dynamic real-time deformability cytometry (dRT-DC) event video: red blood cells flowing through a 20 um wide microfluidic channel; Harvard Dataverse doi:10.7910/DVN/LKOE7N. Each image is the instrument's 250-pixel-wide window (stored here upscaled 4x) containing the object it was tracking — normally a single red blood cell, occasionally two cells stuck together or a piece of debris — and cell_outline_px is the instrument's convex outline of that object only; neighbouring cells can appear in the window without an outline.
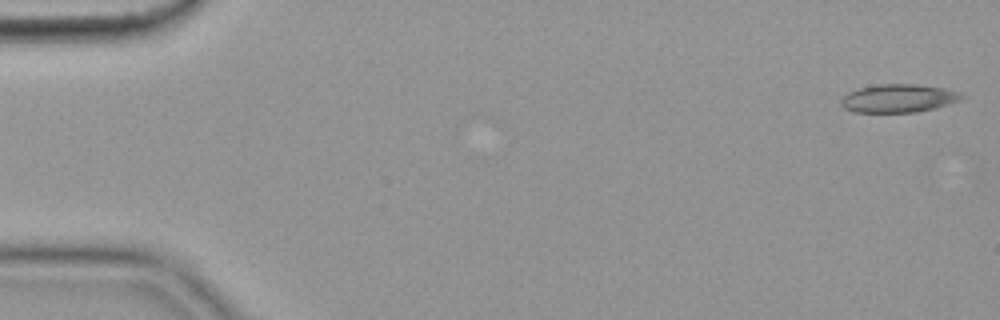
{"species": "common noctule bat (a hibernating species)", "species_latin": "Nyctalus noctula", "temperature_condition": "cold", "stored_images_in_passage": 55, "camera_frame_rate_fps": 3000, "um_per_image_px": 0.085, "animal": {"sex": "female", "body_mass_g": 19.9}, "frame": {"image": 1, "passage_image": 1, "time_ms": 0.0, "image_size_px": [1000, 320], "cell_outline_px": [[964, 96], [960, 100], [936, 108], [916, 112], [852, 112], [844, 108], [840, 104], [840, 100], [848, 92], [860, 88], [880, 84], [916, 84], [944, 88], [960, 92]], "centroid_in_image_um": [76.36, 8.36], "position_along_channel_um": 8.6, "area_um2": 19.83}}
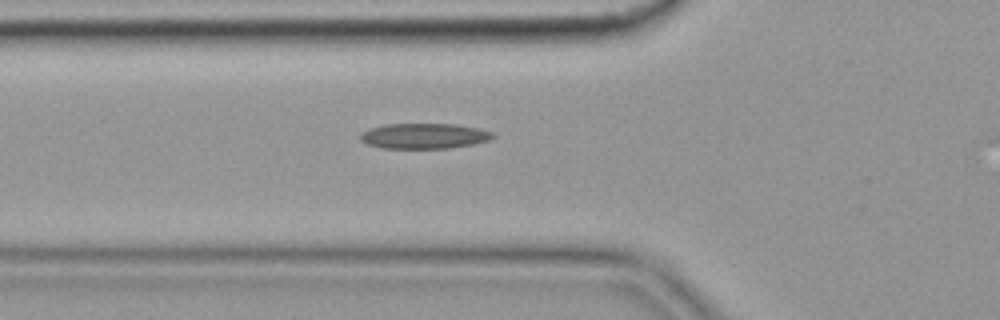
{"frame": {"image": 2, "passage_image": 19, "time_ms": 6.0, "image_size_px": [1000, 320], "cell_outline_px": [[496, 136], [488, 140], [472, 144], [448, 148], [380, 148], [368, 144], [360, 140], [360, 132], [368, 128], [384, 124], [456, 124], [480, 128], [492, 132]], "centroid_in_image_um": [36.02, 11.55], "position_along_channel_um": 89.8, "area_um2": 19.71}}
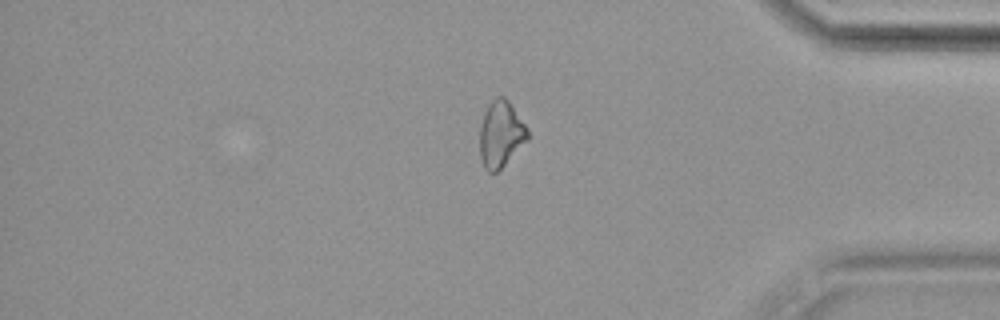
{"frame": {"image": 3, "passage_image": 46, "time_ms": 15.0, "image_size_px": [1000, 320], "cell_outline_px": [[528, 140], [496, 172], [488, 172], [484, 168], [480, 156], [480, 124], [484, 112], [492, 100], [496, 96], [504, 96], [508, 100], [528, 128]], "centroid_in_image_um": [42.56, 11.38], "position_along_channel_um": 392.6, "area_um2": 18.38}, "authors_computed_cell_mechanics": {"area_um2": 19.1896, "velocity_mm_per_s": 3.6323, "shape_relaxation_time_tau1_ms": 5.7499, "shape_relaxation_time_tau2_ms": null, "deformation_change_tau1": 0.118, "deformation_change_tau2": null}}